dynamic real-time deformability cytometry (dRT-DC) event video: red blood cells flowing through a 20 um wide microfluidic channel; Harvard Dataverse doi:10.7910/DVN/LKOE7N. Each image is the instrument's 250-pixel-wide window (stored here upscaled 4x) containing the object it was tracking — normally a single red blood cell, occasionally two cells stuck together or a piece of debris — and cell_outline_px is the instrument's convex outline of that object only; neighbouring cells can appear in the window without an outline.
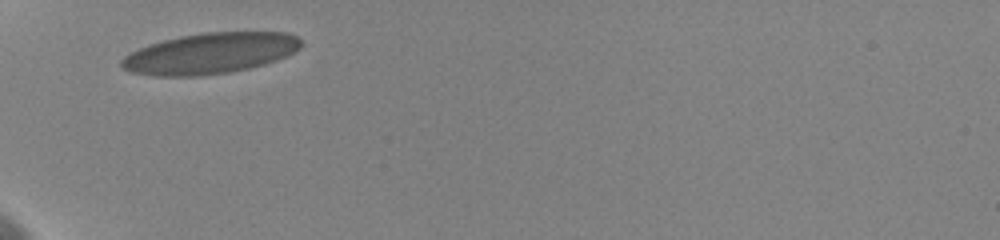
{"species": "human", "species_latin": "Homo sapiens", "temperature_condition": "cold", "stored_images_in_passage": 32, "camera_frame_rate_fps": 3000, "um_per_image_px": 0.085, "donor": {"sex": "female"}, "frame": {"image": 1, "passage_image": 1, "time_ms": 0.0, "image_size_px": [1000, 240], "cell_outline_px": [[304, 44], [300, 48], [288, 56], [264, 64], [248, 68], [228, 72], [196, 76], [156, 76], [132, 72], [124, 68], [120, 64], [120, 60], [124, 56], [148, 44], [180, 36], [204, 32], [288, 32], [296, 36]], "centroid_in_image_um": [17.89, 4.53], "position_along_channel_um": 67.1, "area_um2": 42.66}}
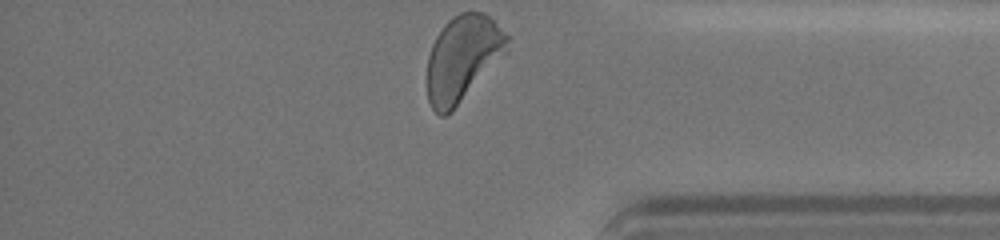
{"frame": {"image": 2, "passage_image": 32, "time_ms": 9.667, "image_size_px": [1000, 240], "cell_outline_px": [[512, 36], [508, 52], [452, 112], [444, 116], [440, 116], [432, 108], [428, 100], [428, 56], [432, 44], [436, 36], [444, 24], [452, 16], [460, 12], [484, 12]], "centroid_in_image_um": [39.38, 4.94], "position_along_channel_um": 395.8, "area_um2": 40.63}, "authors_computed_cell_mechanics": {"area_um2": 39.9398, "velocity_mm_per_s": 3.5667, "shape_relaxation_time_tau1_ms": 2.9539, "shape_relaxation_time_tau2_ms": null, "deformation_change_tau1": 0.1106, "deformation_change_tau2": null}}